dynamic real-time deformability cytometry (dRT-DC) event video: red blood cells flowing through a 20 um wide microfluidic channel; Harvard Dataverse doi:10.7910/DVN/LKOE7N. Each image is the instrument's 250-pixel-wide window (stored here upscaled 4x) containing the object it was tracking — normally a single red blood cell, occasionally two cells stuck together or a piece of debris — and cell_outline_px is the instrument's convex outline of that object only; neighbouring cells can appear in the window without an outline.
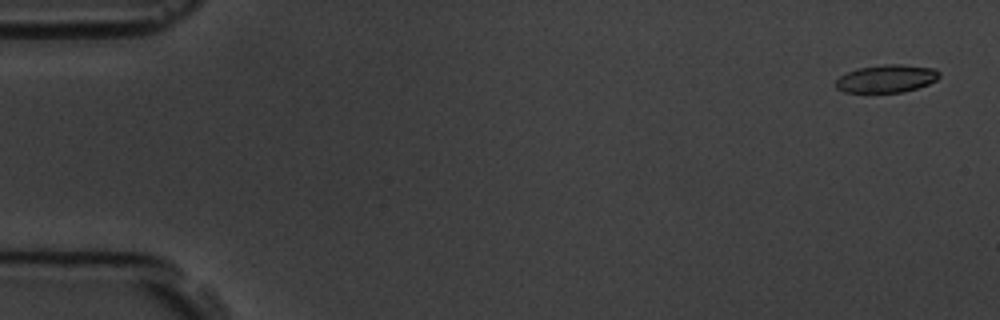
{"species": "common noctule bat (a hibernating species)", "species_latin": "Nyctalus noctula", "temperature_condition": "room temperature", "stored_images_in_passage": 6, "segment_of_instrument_passage": [1, 2], "camera_frame_rate_fps": 3000, "um_per_image_px": 0.085, "animal": {"sex": "male", "body_mass_g": 19.5, "forearm_length_mm": 54.6}, "frame": {"image": 1, "passage_image": 1, "time_ms": 0.0, "image_size_px": [1000, 320], "cell_outline_px": [[940, 76], [936, 80], [928, 84], [916, 88], [900, 92], [844, 92], [836, 88], [836, 80], [840, 76], [856, 68], [884, 64], [900, 64], [936, 68], [940, 72]], "centroid_in_image_um": [75.36, 6.67], "position_along_channel_um": 9.6, "area_um2": 16.76}}